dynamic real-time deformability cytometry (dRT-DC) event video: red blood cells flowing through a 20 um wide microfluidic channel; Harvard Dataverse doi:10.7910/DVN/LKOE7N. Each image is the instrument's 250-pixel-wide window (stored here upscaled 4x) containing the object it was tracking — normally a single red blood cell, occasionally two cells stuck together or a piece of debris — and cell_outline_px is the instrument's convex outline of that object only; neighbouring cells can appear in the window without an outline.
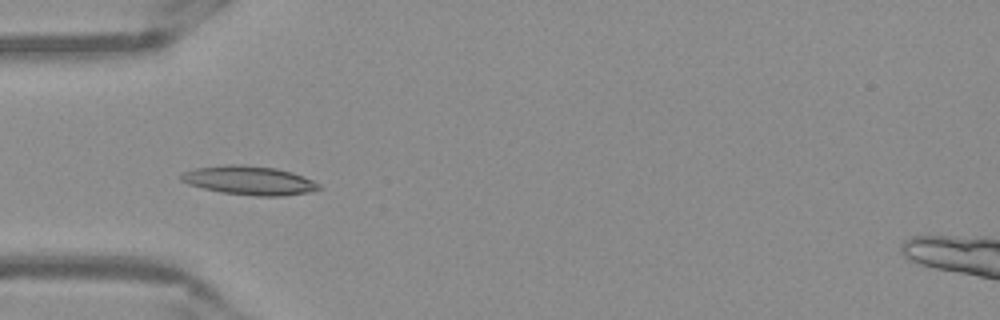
{"species": "Egyptian fruit bat (a non-hibernating species)", "species_latin": "Rousettus aegyptiacus", "temperature_condition": "warm", "stored_images_in_passage": 52, "camera_frame_rate_fps": 3000, "um_per_image_px": 0.085, "frame": {"image": 1, "passage_image": 16, "time_ms": 5.0, "image_size_px": [1000, 320], "cell_outline_px": [[324, 188], [308, 192], [280, 196], [256, 196], [220, 192], [188, 184], [180, 180], [180, 176], [184, 172], [196, 168], [228, 164], [240, 164], [276, 168], [292, 172], [312, 180], [320, 184]], "centroid_in_image_um": [21.2, 15.33], "position_along_channel_um": 63.8, "area_um2": 23.12}}
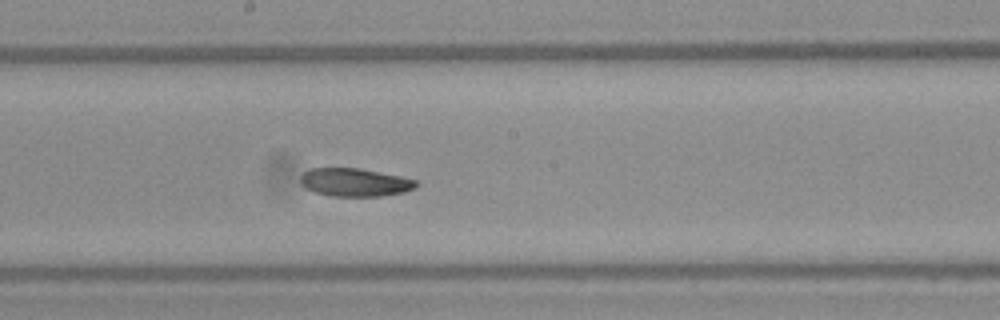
{"frame": {"image": 2, "passage_image": 28, "time_ms": 9.0, "image_size_px": [1000, 320], "cell_outline_px": [[416, 184], [412, 188], [404, 192], [380, 196], [332, 196], [316, 192], [308, 188], [300, 180], [300, 176], [304, 172], [312, 168], [360, 168], [400, 176], [416, 180]], "centroid_in_image_um": [30.15, 15.49], "position_along_channel_um": 218.0, "area_um2": 18.61}}
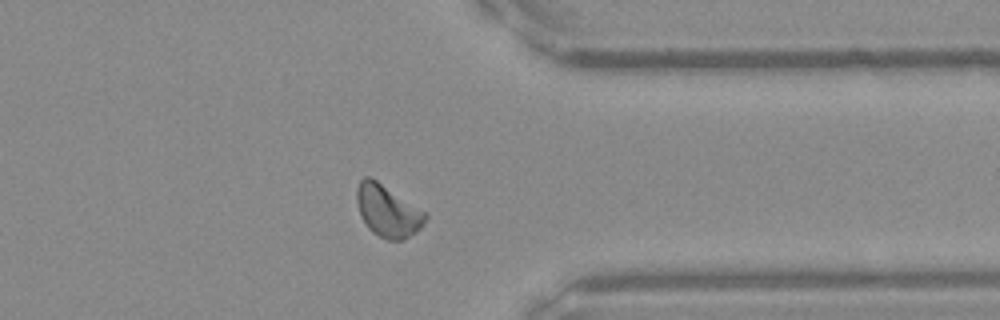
{"frame": {"image": 3, "passage_image": 41, "time_ms": 13.333, "image_size_px": [1000, 320], "cell_outline_px": [[428, 216], [424, 224], [416, 232], [404, 240], [388, 240], [372, 232], [368, 228], [360, 216], [356, 200], [356, 188], [360, 180], [364, 176], [372, 176], [428, 212]], "centroid_in_image_um": [32.97, 17.89], "position_along_channel_um": 378.4, "area_um2": 21.39}, "authors_computed_cell_mechanics": {"area_um2": 20.1433, "velocity_mm_per_s": 3.8599, "shape_relaxation_time_tau1_ms": 3.6602, "shape_relaxation_time_tau2_ms": null, "deformation_change_tau1": 0.1315, "deformation_change_tau2": null}}